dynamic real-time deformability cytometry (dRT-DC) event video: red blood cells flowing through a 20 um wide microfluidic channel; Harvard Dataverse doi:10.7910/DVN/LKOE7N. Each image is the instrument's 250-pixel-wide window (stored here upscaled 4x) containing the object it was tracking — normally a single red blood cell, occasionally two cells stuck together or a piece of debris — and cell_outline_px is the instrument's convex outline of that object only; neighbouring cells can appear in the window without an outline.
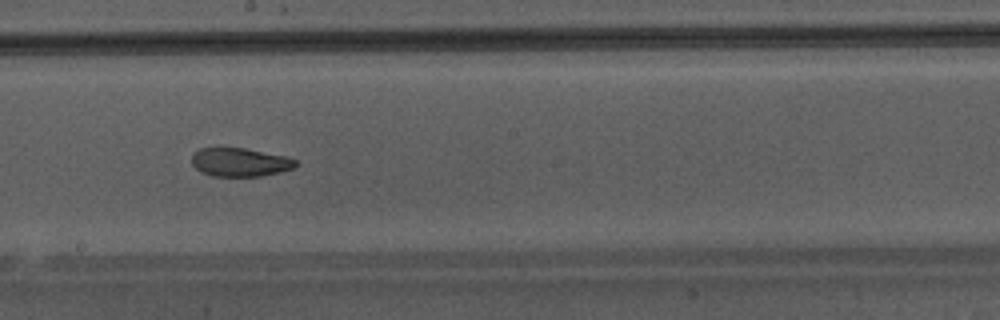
{"species": "Egyptian fruit bat (a non-hibernating species)", "species_latin": "Rousettus aegyptiacus", "temperature_condition": "warm", "stored_images_in_passage": 34, "camera_frame_rate_fps": 3000, "um_per_image_px": 0.085, "animal": {"sex": "male"}, "frame": {"image": 1, "passage_image": 20, "time_ms": 6.333, "image_size_px": [1000, 320], "cell_outline_px": [[300, 164], [296, 168], [280, 172], [260, 176], [212, 176], [200, 172], [192, 164], [192, 156], [200, 148], [244, 148], [288, 156], [296, 160]], "centroid_in_image_um": [20.46, 13.79], "position_along_channel_um": 227.7, "area_um2": 17.46}}
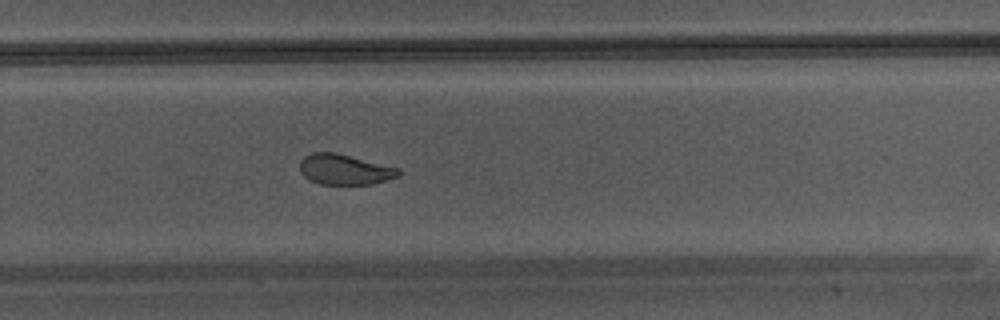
{"frame": {"image": 2, "passage_image": 25, "time_ms": 8.0, "image_size_px": [1000, 320], "cell_outline_px": [[400, 176], [372, 184], [320, 184], [308, 180], [300, 172], [300, 160], [304, 156], [312, 152], [336, 152], [400, 168]], "centroid_in_image_um": [29.28, 14.4], "position_along_channel_um": 300.5, "area_um2": 17.69}}